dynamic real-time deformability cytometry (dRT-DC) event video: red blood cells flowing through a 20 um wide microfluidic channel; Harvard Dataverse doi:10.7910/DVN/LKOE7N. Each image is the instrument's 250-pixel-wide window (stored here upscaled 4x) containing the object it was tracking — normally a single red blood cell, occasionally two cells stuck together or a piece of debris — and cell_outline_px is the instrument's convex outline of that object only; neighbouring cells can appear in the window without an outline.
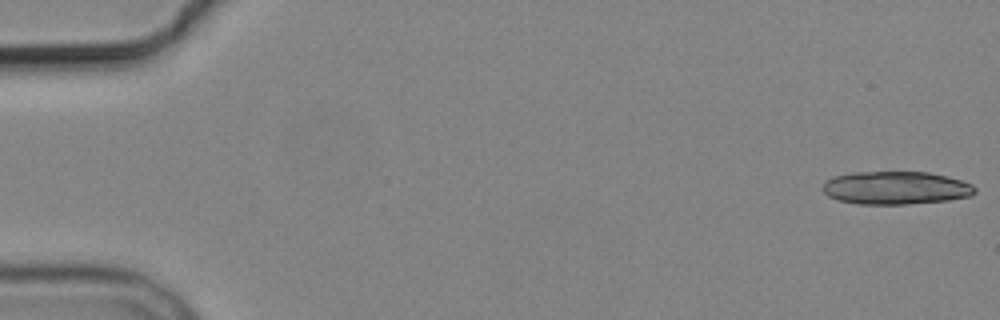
{"species": "common noctule bat (a hibernating species)", "species_latin": "Nyctalus noctula", "temperature_condition": "cold", "stored_images_in_passage": 6, "camera_frame_rate_fps": 3000, "um_per_image_px": 0.085, "animal": {"sex": "male", "body_mass_g": 19.2, "forearm_length_mm": 51.8}, "frame": {"image": 1, "passage_image": 1, "time_ms": 0.0, "image_size_px": [1000, 320], "cell_outline_px": [[976, 192], [972, 196], [948, 200], [904, 204], [856, 204], [836, 200], [828, 196], [824, 192], [824, 180], [832, 176], [852, 172], [928, 172], [948, 176], [972, 184], [976, 188]], "centroid_in_image_um": [76.13, 15.97], "position_along_channel_um": 8.9, "area_um2": 29.54}}
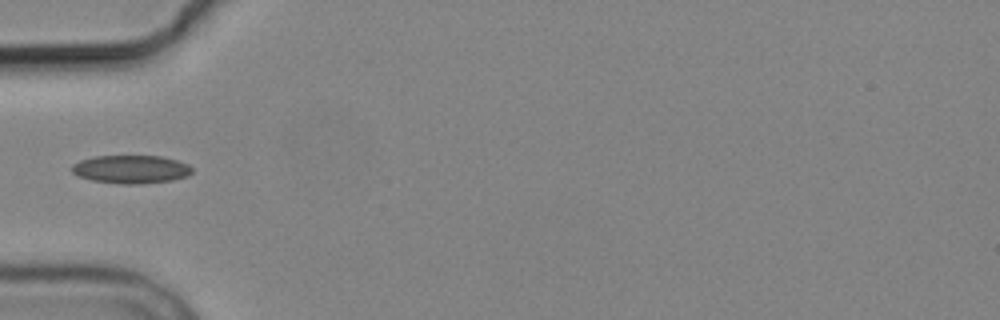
{"frame": {"image": 2, "passage_image": 6, "time_ms": 6.0, "image_size_px": [1000, 320], "cell_outline_px": [[192, 172], [188, 176], [172, 180], [140, 184], [120, 184], [92, 180], [80, 176], [72, 172], [72, 164], [80, 160], [96, 156], [160, 156], [176, 160], [188, 164], [192, 168]], "centroid_in_image_um": [11.15, 14.39], "position_along_channel_um": 73.9, "area_um2": 19.71}}